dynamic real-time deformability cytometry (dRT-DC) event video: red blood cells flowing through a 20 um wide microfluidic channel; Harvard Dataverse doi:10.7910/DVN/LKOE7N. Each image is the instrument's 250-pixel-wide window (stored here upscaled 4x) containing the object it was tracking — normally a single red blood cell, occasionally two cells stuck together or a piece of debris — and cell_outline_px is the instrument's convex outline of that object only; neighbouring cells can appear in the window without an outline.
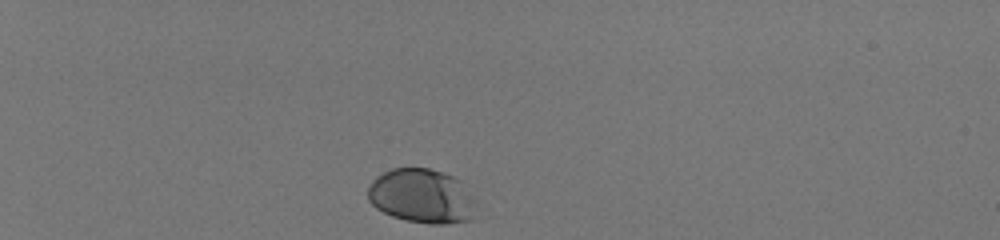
{"species": "human", "species_latin": "Homo sapiens", "temperature_condition": "room temperature", "stored_images_in_passage": 35, "camera_frame_rate_fps": 3000, "um_per_image_px": 0.085, "donor": {"sex": "male"}, "frame": {"image": 1, "passage_image": 1, "time_ms": 0.0, "image_size_px": [1000, 240], "cell_outline_px": [[472, 220], [444, 224], [432, 224], [408, 220], [392, 216], [376, 208], [368, 200], [368, 188], [372, 180], [384, 172], [392, 168], [428, 168], [452, 176], [460, 180]], "centroid_in_image_um": [35.68, 16.66], "position_along_channel_um": 49.3, "area_um2": 32.77}}
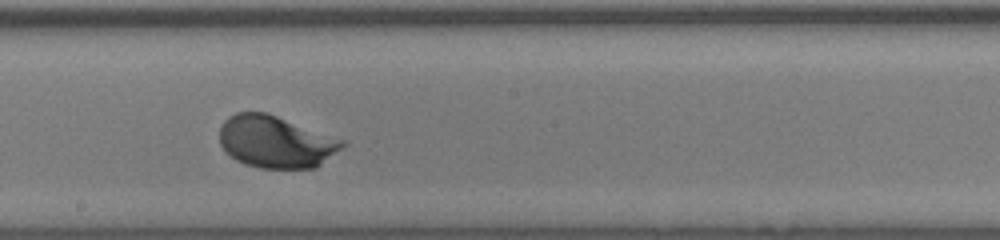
{"frame": {"image": 2, "passage_image": 20, "time_ms": 6.333, "image_size_px": [1000, 240], "cell_outline_px": [[348, 144], [316, 168], [260, 168], [244, 164], [236, 160], [220, 144], [220, 128], [224, 120], [228, 116], [236, 112], [268, 112], [348, 140]], "centroid_in_image_um": [23.51, 12.03], "position_along_channel_um": 224.7, "area_um2": 37.86}}
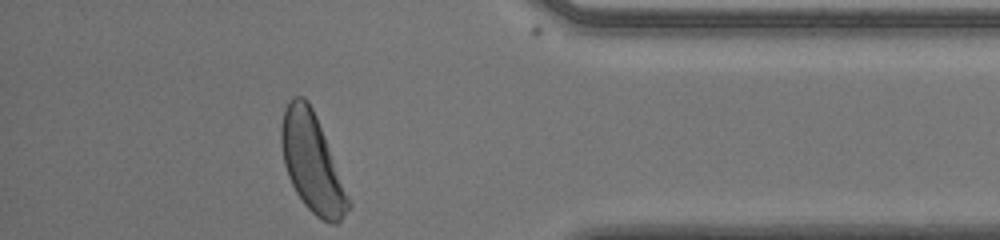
{"frame": {"image": 3, "passage_image": 35, "time_ms": 11.333, "image_size_px": [1000, 240], "cell_outline_px": [[352, 208], [336, 224], [332, 224], [316, 216], [304, 204], [296, 192], [288, 176], [284, 164], [280, 144], [280, 128], [284, 108], [288, 100], [292, 96], [304, 96], [308, 100], [316, 116], [352, 204]], "centroid_in_image_um": [26.5, 13.82], "position_along_channel_um": 408.7, "area_um2": 38.26}, "authors_computed_cell_mechanics": {"area_um2": 35.547, "velocity_mm_per_s": 3.9683, "shape_relaxation_time_tau1_ms": 1.3383, "shape_relaxation_time_tau2_ms": null, "deformation_change_tau1": 0.1016, "deformation_change_tau2": null}}